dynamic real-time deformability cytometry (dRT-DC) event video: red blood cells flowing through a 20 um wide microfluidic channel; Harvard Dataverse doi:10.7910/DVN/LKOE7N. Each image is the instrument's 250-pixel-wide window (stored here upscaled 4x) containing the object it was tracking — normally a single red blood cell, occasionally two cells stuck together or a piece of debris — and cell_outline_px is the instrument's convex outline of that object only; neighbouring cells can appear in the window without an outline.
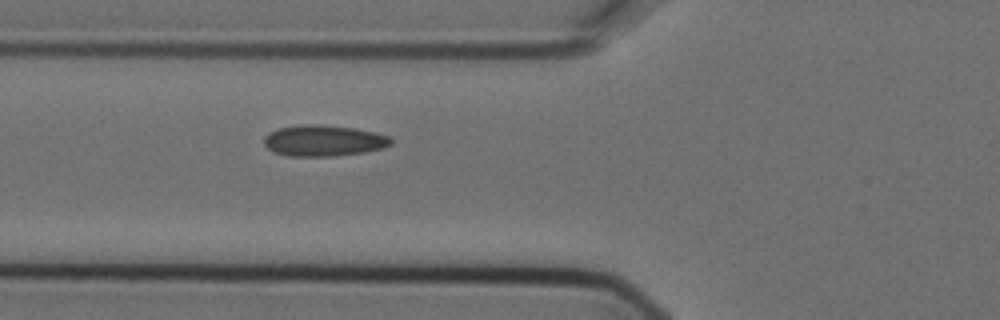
{"species": "Egyptian fruit bat (a non-hibernating species)", "species_latin": "Rousettus aegyptiacus", "temperature_condition": "cold", "stored_images_in_passage": 6, "camera_frame_rate_fps": 3000, "um_per_image_px": 0.085, "animal": {"sex": "female"}, "frame": {"image": 1, "passage_image": 6, "time_ms": 1.667, "image_size_px": [1000, 320], "cell_outline_px": [[392, 144], [380, 148], [364, 152], [332, 156], [288, 156], [276, 152], [268, 148], [264, 144], [264, 136], [268, 132], [280, 128], [304, 124], [316, 124], [352, 128], [376, 132], [388, 136], [392, 140]], "centroid_in_image_um": [27.49, 11.95], "position_along_channel_um": 98.3, "area_um2": 22.77}}